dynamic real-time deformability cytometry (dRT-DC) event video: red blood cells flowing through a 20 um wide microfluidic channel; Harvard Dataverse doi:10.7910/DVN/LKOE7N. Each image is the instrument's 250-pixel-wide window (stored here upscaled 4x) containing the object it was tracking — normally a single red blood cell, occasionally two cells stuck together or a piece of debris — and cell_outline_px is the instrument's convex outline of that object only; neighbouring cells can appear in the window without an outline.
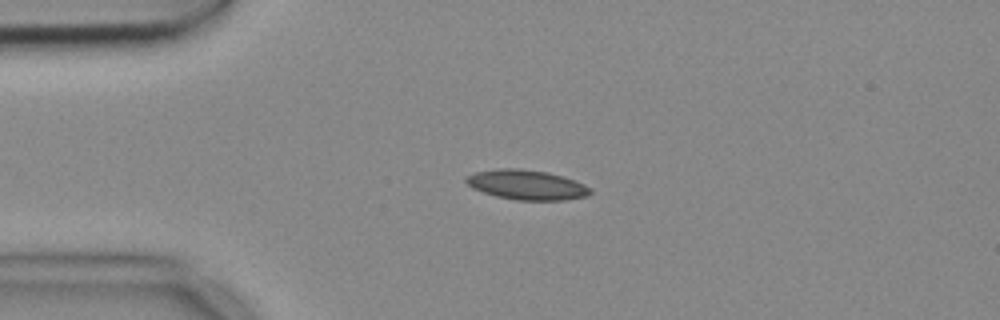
{"species": "common noctule bat (a hibernating species)", "species_latin": "Nyctalus noctula", "temperature_condition": "cold", "stored_images_in_passage": 43, "camera_frame_rate_fps": 3000, "um_per_image_px": 0.085, "animal": {"sex": "female", "body_mass_g": 18.4}, "frame": {"image": 1, "passage_image": 1, "time_ms": 0.0, "image_size_px": [1000, 320], "cell_outline_px": [[592, 192], [588, 196], [564, 200], [516, 200], [496, 196], [472, 188], [464, 180], [468, 176], [476, 172], [500, 168], [516, 168], [548, 172], [564, 176], [584, 184], [592, 188]], "centroid_in_image_um": [44.81, 15.71], "position_along_channel_um": 40.2, "area_um2": 21.56}}
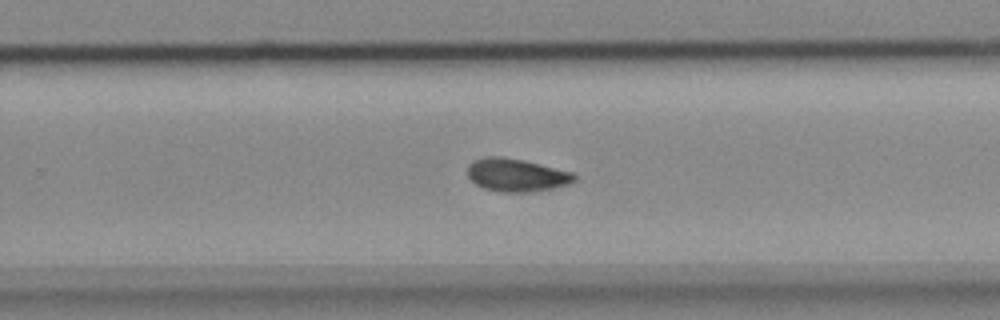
{"frame": {"image": 2, "passage_image": 23, "time_ms": 7.333, "image_size_px": [1000, 320], "cell_outline_px": [[576, 180], [568, 184], [552, 188], [528, 192], [500, 192], [484, 188], [476, 184], [468, 176], [468, 164], [476, 160], [488, 156], [500, 156], [524, 160], [572, 172], [576, 176]], "centroid_in_image_um": [43.9, 14.88], "position_along_channel_um": 285.9, "area_um2": 20.35}}
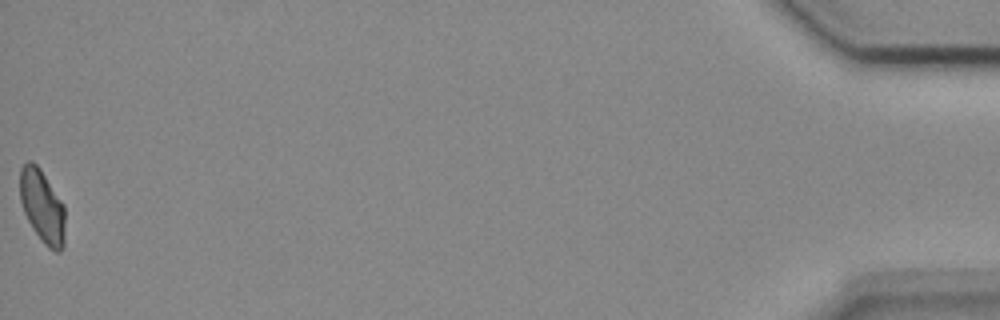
{"frame": {"image": 3, "passage_image": 43, "time_ms": 14.0, "image_size_px": [1000, 320], "cell_outline_px": [[64, 244], [60, 252], [56, 252], [48, 248], [44, 244], [32, 228], [24, 212], [20, 200], [20, 168], [28, 160], [32, 160], [40, 168], [64, 204]], "centroid_in_image_um": [3.59, 17.53], "position_along_channel_um": 431.6, "area_um2": 19.31}, "authors_computed_cell_mechanics": {"area_um2": 19.9988, "velocity_mm_per_s": 3.6901, "shape_relaxation_time_tau1_ms": null, "shape_relaxation_time_tau2_ms": 5.4294, "deformation_change_tau1": null, "deformation_change_tau2": 0.1015}}